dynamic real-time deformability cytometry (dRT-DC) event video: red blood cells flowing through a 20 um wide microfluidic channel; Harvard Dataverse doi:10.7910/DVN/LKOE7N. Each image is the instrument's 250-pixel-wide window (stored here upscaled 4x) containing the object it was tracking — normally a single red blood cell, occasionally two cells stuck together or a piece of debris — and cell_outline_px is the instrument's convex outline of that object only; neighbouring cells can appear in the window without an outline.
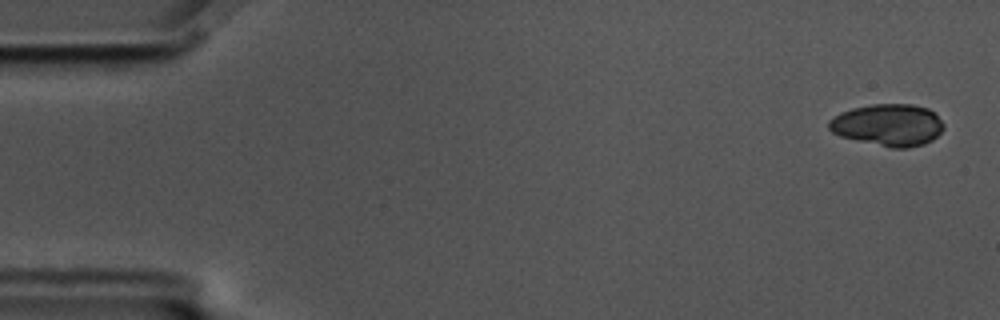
{"species": "common noctule bat (a hibernating species)", "species_latin": "Nyctalus noctula", "temperature_condition": "cold", "stored_images_in_passage": 54, "camera_frame_rate_fps": 3000, "um_per_image_px": 0.085, "animal": {"sex": "male", "body_mass_g": 17.5, "forearm_length_mm": 52.3}, "frame": {"image": 1, "passage_image": 2, "time_ms": 0.333, "image_size_px": [1000, 320], "cell_outline_px": [[944, 128], [932, 140], [924, 144], [908, 148], [892, 148], [840, 136], [832, 132], [828, 128], [828, 120], [840, 112], [852, 108], [872, 104], [912, 104], [928, 108], [936, 112], [944, 124]], "centroid_in_image_um": [75.5, 10.61], "position_along_channel_um": 9.5, "area_um2": 28.26}}